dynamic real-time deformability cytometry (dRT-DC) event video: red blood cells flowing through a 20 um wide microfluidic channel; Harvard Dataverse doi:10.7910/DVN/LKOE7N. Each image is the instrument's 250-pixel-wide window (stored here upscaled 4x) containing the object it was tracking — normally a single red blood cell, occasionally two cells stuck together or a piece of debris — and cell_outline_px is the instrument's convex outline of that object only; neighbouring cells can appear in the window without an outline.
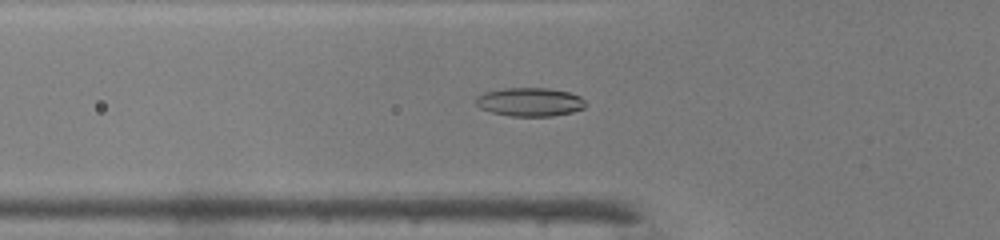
{"species": "common noctule bat (a hibernating species)", "species_latin": "Nyctalus noctula", "temperature_condition": "warm", "stored_images_in_passage": 31, "camera_frame_rate_fps": 3000, "um_per_image_px": 0.085, "animal": {"sex": "male", "body_mass_g": 19.0, "forearm_length_mm": 50.8}, "frame": {"image": 1, "passage_image": 6, "time_ms": 1.667, "image_size_px": [1000, 240], "cell_outline_px": [[588, 104], [584, 108], [572, 112], [552, 116], [512, 116], [492, 112], [480, 108], [476, 104], [476, 96], [484, 92], [504, 88], [548, 88], [568, 92], [580, 96]], "centroid_in_image_um": [45.05, 8.66], "position_along_channel_um": 80.8, "area_um2": 18.32}}
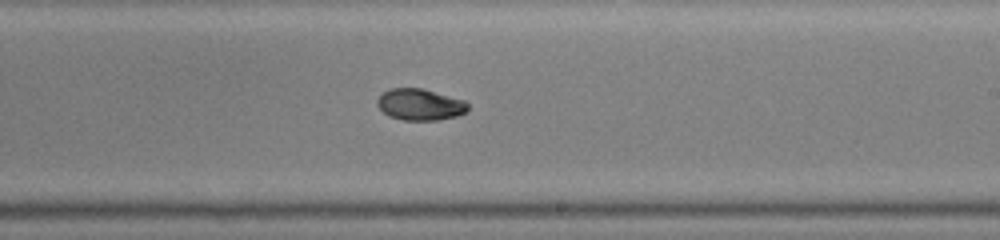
{"frame": {"image": 2, "passage_image": 18, "time_ms": 5.667, "image_size_px": [1000, 240], "cell_outline_px": [[468, 108], [464, 112], [456, 116], [436, 120], [404, 120], [388, 116], [376, 104], [376, 100], [388, 88], [420, 88], [464, 100], [468, 104]], "centroid_in_image_um": [35.66, 8.88], "position_along_channel_um": 253.3, "area_um2": 16.42}}
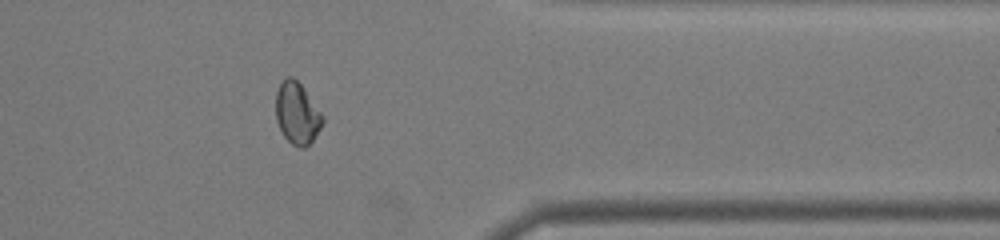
{"frame": {"image": 3, "passage_image": 28, "time_ms": 9.0, "image_size_px": [1000, 240], "cell_outline_px": [[324, 120], [320, 128], [312, 140], [304, 148], [300, 148], [292, 144], [284, 136], [276, 120], [276, 92], [280, 84], [288, 76], [292, 76], [300, 84], [324, 116]], "centroid_in_image_um": [25.25, 9.64], "position_along_channel_um": 386.2, "area_um2": 16.53}, "authors_computed_cell_mechanics": {"area_um2": 16.762, "velocity_mm_per_s": 4.3162, "shape_relaxation_time_tau1_ms": 9.9459, "shape_relaxation_time_tau2_ms": 5.8005, "deformation_change_tau1": 0.2272, "deformation_change_tau2": 0.0701}}